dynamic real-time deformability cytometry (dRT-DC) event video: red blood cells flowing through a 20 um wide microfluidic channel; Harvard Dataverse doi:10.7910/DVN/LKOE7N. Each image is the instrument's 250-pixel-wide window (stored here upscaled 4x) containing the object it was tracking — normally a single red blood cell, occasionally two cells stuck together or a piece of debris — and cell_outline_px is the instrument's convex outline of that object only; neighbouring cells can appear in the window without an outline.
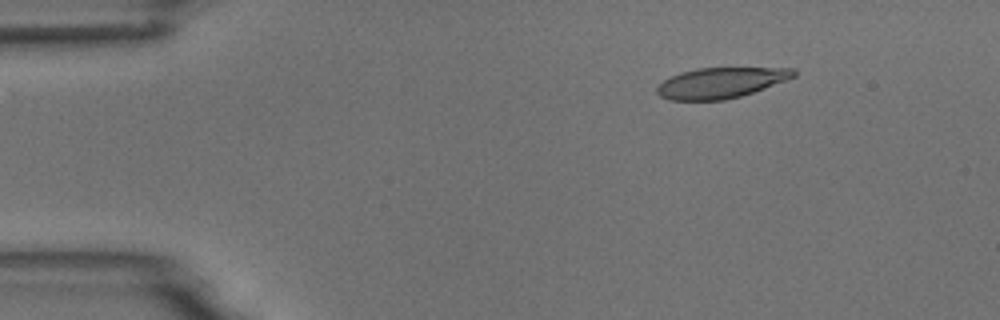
{"species": "common noctule bat (a hibernating species)", "species_latin": "Nyctalus noctula", "temperature_condition": "room temperature", "stored_images_in_passage": 5, "camera_frame_rate_fps": 3000, "um_per_image_px": 0.085, "animal": {"sex": "male", "body_mass_g": 18.8}, "frame": {"image": 1, "passage_image": 2, "time_ms": 2.0, "image_size_px": [1000, 320], "cell_outline_px": [[796, 76], [764, 88], [740, 96], [724, 100], [668, 100], [660, 96], [656, 92], [656, 88], [664, 80], [680, 72], [696, 68], [796, 68]], "centroid_in_image_um": [61.25, 7.04], "position_along_channel_um": 23.8, "area_um2": 24.22}}
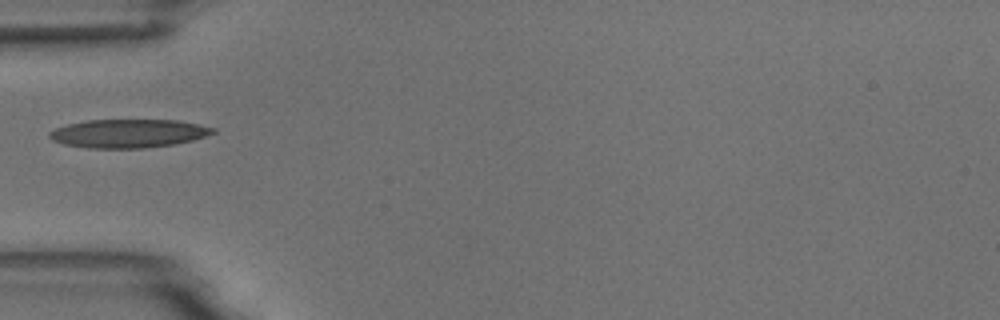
{"frame": {"image": 2, "passage_image": 5, "time_ms": 5.333, "image_size_px": [1000, 320], "cell_outline_px": [[216, 132], [192, 140], [176, 144], [144, 148], [88, 148], [64, 144], [52, 140], [48, 136], [48, 132], [56, 128], [68, 124], [88, 120], [176, 120], [200, 124], [216, 128]], "centroid_in_image_um": [10.92, 11.34], "position_along_channel_um": 74.1, "area_um2": 27.17}}